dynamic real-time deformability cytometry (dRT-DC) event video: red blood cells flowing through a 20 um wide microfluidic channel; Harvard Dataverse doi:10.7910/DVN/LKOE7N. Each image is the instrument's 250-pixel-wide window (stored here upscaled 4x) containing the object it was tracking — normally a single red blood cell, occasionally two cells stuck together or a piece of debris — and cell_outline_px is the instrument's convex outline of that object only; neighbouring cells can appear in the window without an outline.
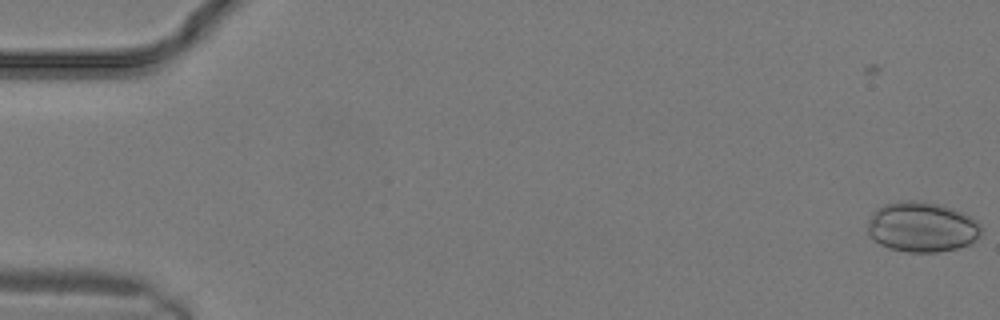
{"species": "common noctule bat (a hibernating species)", "species_latin": "Nyctalus noctula", "temperature_condition": "warm", "stored_images_in_passage": 3, "camera_frame_rate_fps": 3000, "um_per_image_px": 0.085, "animal": {"sex": "male", "body_mass_g": 19.2, "forearm_length_mm": 51.8}, "frame": {"image": 1, "passage_image": 3, "time_ms": 0.667, "image_size_px": [1000, 320], "cell_outline_px": [[984, 228], [980, 236], [972, 244], [956, 248], [936, 252], [908, 252], [888, 248], [880, 244], [868, 232], [868, 220], [872, 212], [876, 208], [884, 204], [900, 200], [920, 200], [952, 208], [972, 216]], "centroid_in_image_um": [78.39, 19.28], "position_along_channel_um": 6.6, "area_um2": 33.58}}